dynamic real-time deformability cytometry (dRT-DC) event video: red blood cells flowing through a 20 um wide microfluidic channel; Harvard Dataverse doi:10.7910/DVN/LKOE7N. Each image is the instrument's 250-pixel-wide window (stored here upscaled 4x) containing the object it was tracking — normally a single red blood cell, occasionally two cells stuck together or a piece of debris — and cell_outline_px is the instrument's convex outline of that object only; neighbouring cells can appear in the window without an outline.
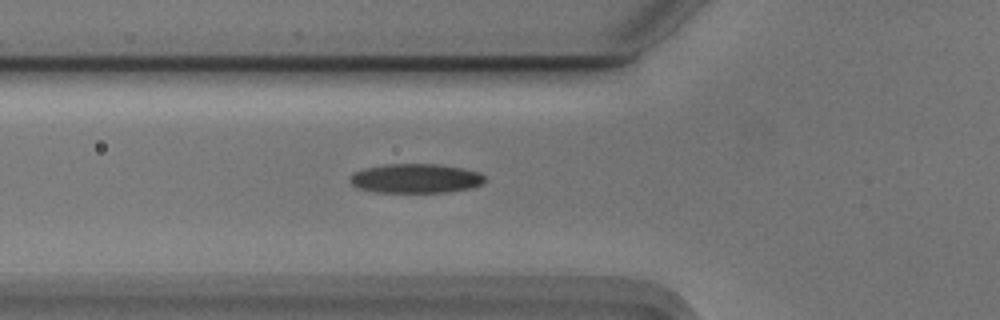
{"species": "Egyptian fruit bat (a non-hibernating species)", "species_latin": "Rousettus aegyptiacus", "temperature_condition": "cold", "stored_images_in_passage": 37, "camera_frame_rate_fps": 3000, "um_per_image_px": 0.085, "animal": {"sex": "male"}, "frame": {"image": 1, "passage_image": 2, "time_ms": 0.333, "image_size_px": [1000, 320], "cell_outline_px": [[488, 180], [484, 184], [472, 188], [448, 192], [376, 192], [356, 188], [348, 180], [348, 176], [352, 172], [364, 168], [388, 164], [436, 164], [460, 168], [480, 172]], "centroid_in_image_um": [35.32, 15.17], "position_along_channel_um": 90.5, "area_um2": 23.35}}
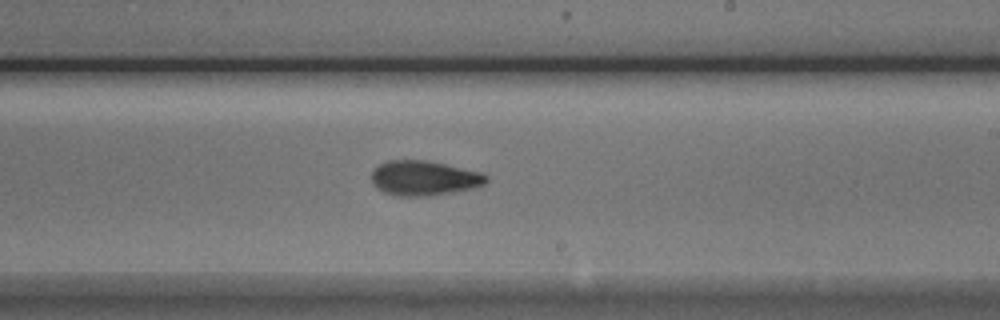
{"frame": {"image": 2, "passage_image": 15, "time_ms": 4.667, "image_size_px": [1000, 320], "cell_outline_px": [[488, 180], [484, 184], [476, 188], [428, 196], [396, 196], [384, 192], [376, 188], [372, 184], [372, 168], [388, 160], [424, 160], [444, 164], [480, 172], [488, 176]], "centroid_in_image_um": [36.02, 15.15], "position_along_channel_um": 253.0, "area_um2": 23.35}}
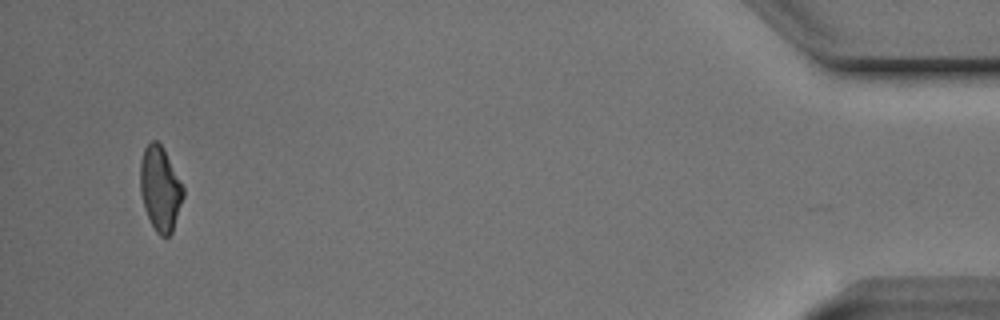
{"frame": {"image": 3, "passage_image": 35, "time_ms": 11.333, "image_size_px": [1000, 320], "cell_outline_px": [[184, 196], [172, 232], [168, 236], [160, 236], [156, 232], [144, 208], [140, 192], [140, 160], [144, 148], [152, 140], [156, 140], [164, 148], [184, 188]], "centroid_in_image_um": [13.61, 16.02], "position_along_channel_um": 421.6, "area_um2": 21.15}}